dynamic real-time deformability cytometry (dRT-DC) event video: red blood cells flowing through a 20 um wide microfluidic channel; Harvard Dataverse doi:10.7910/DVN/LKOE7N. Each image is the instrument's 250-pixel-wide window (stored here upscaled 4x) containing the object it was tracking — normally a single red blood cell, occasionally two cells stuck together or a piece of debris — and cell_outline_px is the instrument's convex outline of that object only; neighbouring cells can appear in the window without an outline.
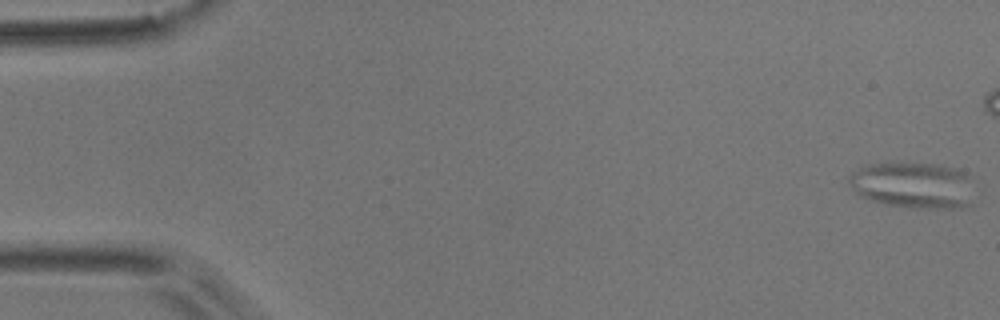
{"species": "common noctule bat (a hibernating species)", "species_latin": "Nyctalus noctula", "temperature_condition": "room temperature", "stored_images_in_passage": 14, "camera_frame_rate_fps": 3000, "um_per_image_px": 0.085, "animal": {"sex": "male", "body_mass_g": 17.9}, "frame": {"image": 1, "passage_image": 1, "time_ms": 0.0, "image_size_px": [1000, 320], "cell_outline_px": [[972, 208], [912, 208], [888, 204], [872, 200], [860, 196], [852, 188], [848, 180], [848, 176], [852, 172], [864, 164], [940, 164], [964, 172], [972, 204]], "centroid_in_image_um": [77.55, 15.76], "position_along_channel_um": 7.4, "area_um2": 33.18}}